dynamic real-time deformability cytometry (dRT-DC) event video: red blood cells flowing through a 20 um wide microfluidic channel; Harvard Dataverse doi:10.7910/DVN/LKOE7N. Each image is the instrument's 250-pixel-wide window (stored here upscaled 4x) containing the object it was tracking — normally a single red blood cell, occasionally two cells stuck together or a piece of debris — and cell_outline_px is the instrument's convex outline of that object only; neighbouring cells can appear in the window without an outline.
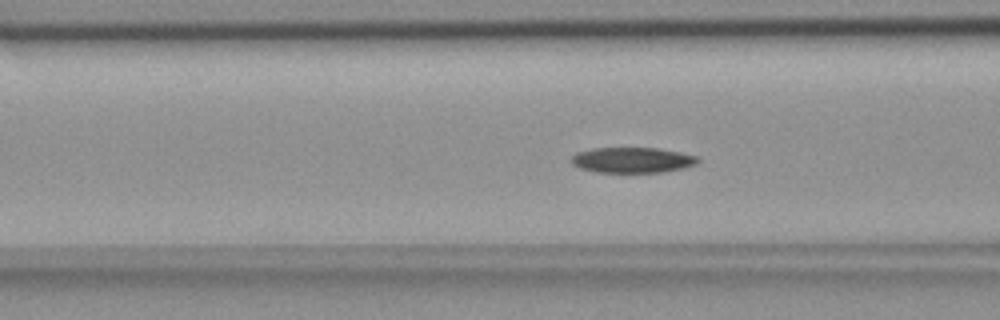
{"species": "common noctule bat (a hibernating species)", "species_latin": "Nyctalus noctula", "temperature_condition": "room temperature", "stored_images_in_passage": 55, "camera_frame_rate_fps": 3000, "um_per_image_px": 0.085, "animal": {"sex": "female", "body_mass_g": 18.4}, "frame": {"image": 1, "passage_image": 21, "time_ms": 6.667, "image_size_px": [1000, 320], "cell_outline_px": [[700, 160], [696, 164], [684, 168], [664, 172], [596, 172], [580, 168], [572, 164], [568, 160], [576, 152], [592, 148], [656, 148], [680, 152], [696, 156]], "centroid_in_image_um": [53.71, 13.6], "position_along_channel_um": 112.9, "area_um2": 18.9}}
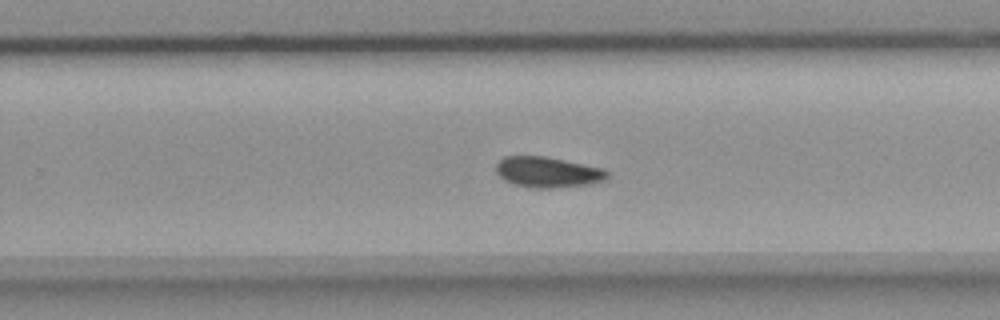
{"frame": {"image": 2, "passage_image": 35, "time_ms": 11.333, "image_size_px": [1000, 320], "cell_outline_px": [[608, 180], [588, 184], [552, 188], [532, 188], [512, 184], [504, 180], [496, 172], [496, 164], [504, 156], [544, 156], [604, 168], [608, 172]], "centroid_in_image_um": [46.56, 14.64], "position_along_channel_um": 283.2, "area_um2": 19.94}}
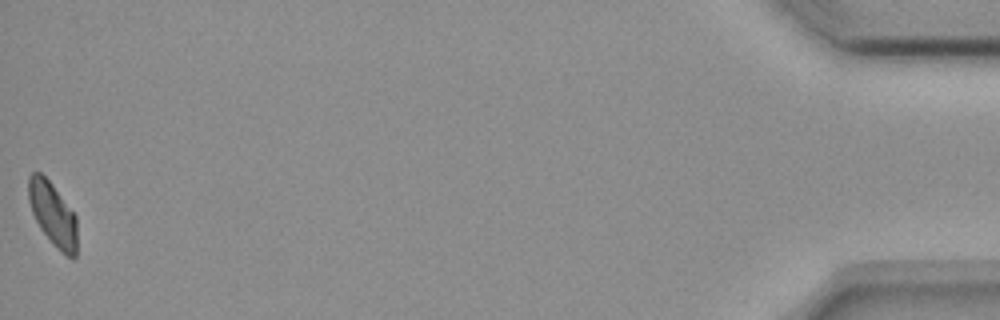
{"frame": {"image": 3, "passage_image": 55, "time_ms": 18.0, "image_size_px": [1000, 320], "cell_outline_px": [[76, 256], [72, 260], [64, 256], [52, 244], [40, 228], [32, 212], [28, 200], [28, 176], [32, 172], [40, 172], [52, 184], [76, 216]], "centroid_in_image_um": [4.48, 18.24], "position_along_channel_um": 430.7, "area_um2": 18.09}, "authors_computed_cell_mechanics": {"area_um2": 19.3052, "velocity_mm_per_s": 3.6708, "shape_relaxation_time_tau1_ms": 9.5341, "shape_relaxation_time_tau2_ms": null, "deformation_change_tau1": 0.1683, "deformation_change_tau2": null}}